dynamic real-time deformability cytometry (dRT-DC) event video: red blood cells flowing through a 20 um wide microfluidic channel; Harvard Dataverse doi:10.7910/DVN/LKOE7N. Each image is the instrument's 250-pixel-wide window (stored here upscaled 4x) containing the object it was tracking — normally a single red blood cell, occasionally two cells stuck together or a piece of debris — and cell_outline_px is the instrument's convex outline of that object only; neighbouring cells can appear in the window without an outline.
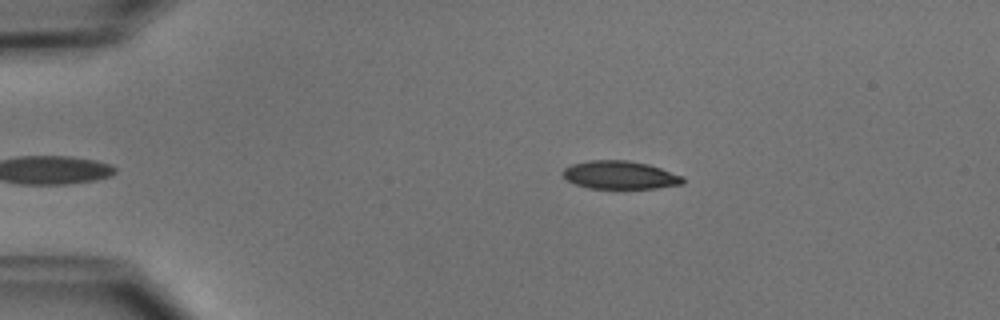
{"species": "common noctule bat (a hibernating species)", "species_latin": "Nyctalus noctula", "temperature_condition": "cold", "stored_images_in_passage": 37, "camera_frame_rate_fps": 3000, "um_per_image_px": 0.085, "animal": {"sex": "male", "body_mass_g": 15.6}, "frame": {"image": 1, "passage_image": 2, "time_ms": 0.333, "image_size_px": [1000, 320], "cell_outline_px": [[684, 184], [656, 188], [588, 188], [576, 184], [568, 180], [564, 176], [564, 168], [572, 164], [588, 160], [628, 160], [648, 164], [684, 176]], "centroid_in_image_um": [52.73, 14.87], "position_along_channel_um": 32.3, "area_um2": 19.59}}
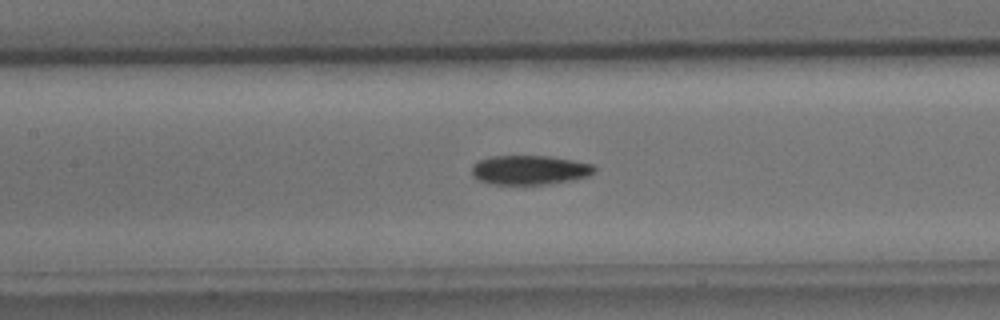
{"frame": {"image": 2, "passage_image": 16, "time_ms": 5.0, "image_size_px": [1000, 320], "cell_outline_px": [[596, 172], [588, 176], [572, 180], [548, 184], [488, 184], [476, 180], [472, 176], [472, 164], [476, 160], [492, 156], [548, 156], [572, 160], [592, 164], [596, 168]], "centroid_in_image_um": [44.97, 14.45], "position_along_channel_um": 162.4, "area_um2": 21.21}}
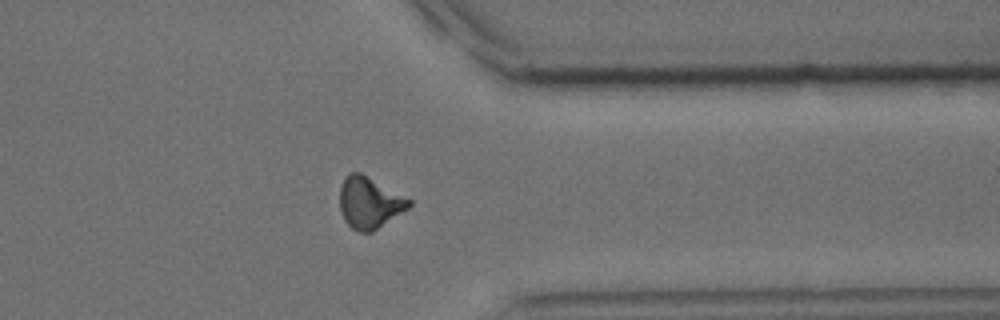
{"frame": {"image": 3, "passage_image": 33, "time_ms": 10.667, "image_size_px": [1000, 320], "cell_outline_px": [[412, 204], [408, 208], [372, 232], [360, 232], [352, 228], [344, 220], [340, 208], [340, 188], [344, 176], [348, 172], [360, 172], [412, 200]], "centroid_in_image_um": [31.38, 17.21], "position_along_channel_um": 380.0, "area_um2": 20.63}, "authors_computed_cell_mechanics": {"area_um2": 20.7502, "velocity_mm_per_s": 3.9212, "shape_relaxation_time_tau1_ms": 3.6594, "shape_relaxation_time_tau2_ms": 4.048, "deformation_change_tau1": 0.1318, "deformation_change_tau2": 0.1048}}